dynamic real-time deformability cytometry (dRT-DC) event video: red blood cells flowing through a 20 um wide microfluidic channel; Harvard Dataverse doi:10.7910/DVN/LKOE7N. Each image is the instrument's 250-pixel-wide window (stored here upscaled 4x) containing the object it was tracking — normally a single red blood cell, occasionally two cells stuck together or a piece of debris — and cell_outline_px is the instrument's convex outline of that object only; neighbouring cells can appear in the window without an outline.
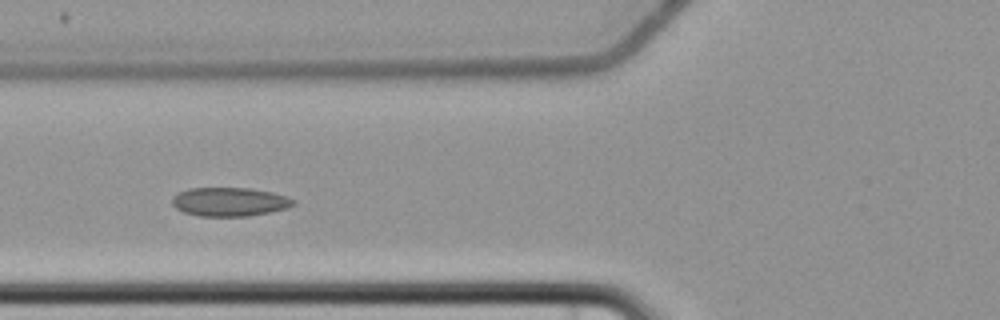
{"species": "common noctule bat (a hibernating species)", "species_latin": "Nyctalus noctula", "temperature_condition": "cold", "stored_images_in_passage": 8, "camera_frame_rate_fps": 3000, "um_per_image_px": 0.085, "animal": {"sex": "female", "body_mass_g": 22.7, "forearm_length_mm": 54.2}, "frame": {"image": 1, "passage_image": 6, "time_ms": 6.0, "image_size_px": [1000, 320], "cell_outline_px": [[296, 204], [288, 208], [248, 216], [200, 216], [184, 212], [176, 208], [172, 204], [172, 196], [188, 188], [248, 188], [272, 192], [296, 200]], "centroid_in_image_um": [19.51, 17.15], "position_along_channel_um": 106.3, "area_um2": 20.29}}
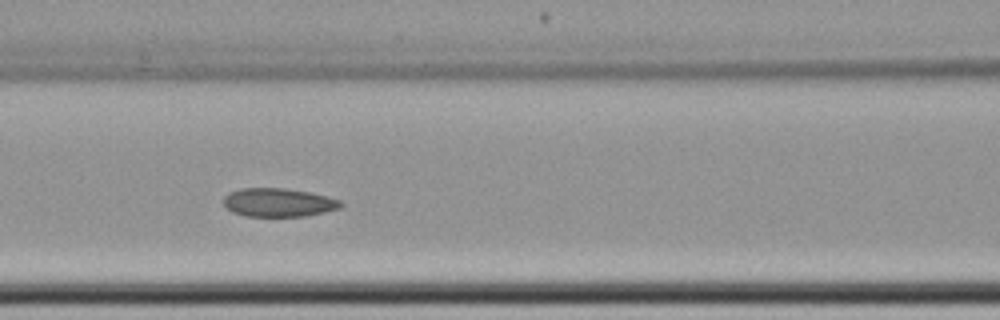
{"frame": {"image": 2, "passage_image": 7, "time_ms": 7.0, "image_size_px": [1000, 320], "cell_outline_px": [[344, 204], [340, 208], [324, 212], [304, 216], [244, 216], [232, 212], [224, 204], [224, 196], [228, 192], [240, 188], [284, 188], [308, 192], [328, 196], [340, 200]], "centroid_in_image_um": [23.66, 17.2], "position_along_channel_um": 142.9, "area_um2": 19.54}}
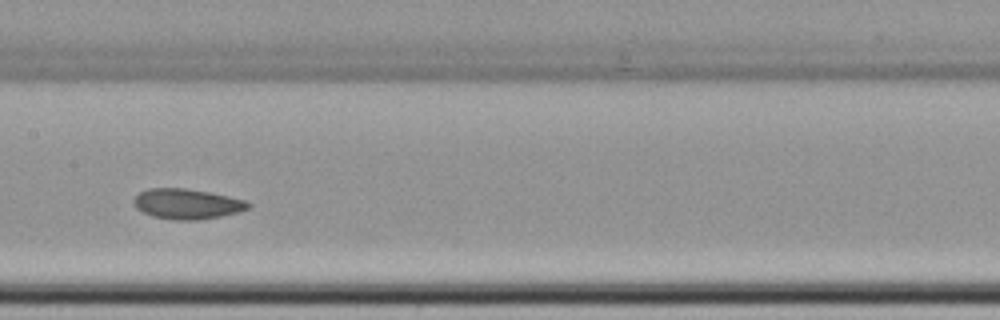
{"frame": {"image": 3, "passage_image": 8, "time_ms": 8.333, "image_size_px": [1000, 320], "cell_outline_px": [[252, 204], [248, 208], [236, 212], [220, 216], [196, 220], [172, 220], [152, 216], [136, 208], [132, 200], [140, 192], [148, 188], [184, 188], [208, 192], [228, 196], [244, 200]], "centroid_in_image_um": [15.86, 17.33], "position_along_channel_um": 191.5, "area_um2": 20.0}}